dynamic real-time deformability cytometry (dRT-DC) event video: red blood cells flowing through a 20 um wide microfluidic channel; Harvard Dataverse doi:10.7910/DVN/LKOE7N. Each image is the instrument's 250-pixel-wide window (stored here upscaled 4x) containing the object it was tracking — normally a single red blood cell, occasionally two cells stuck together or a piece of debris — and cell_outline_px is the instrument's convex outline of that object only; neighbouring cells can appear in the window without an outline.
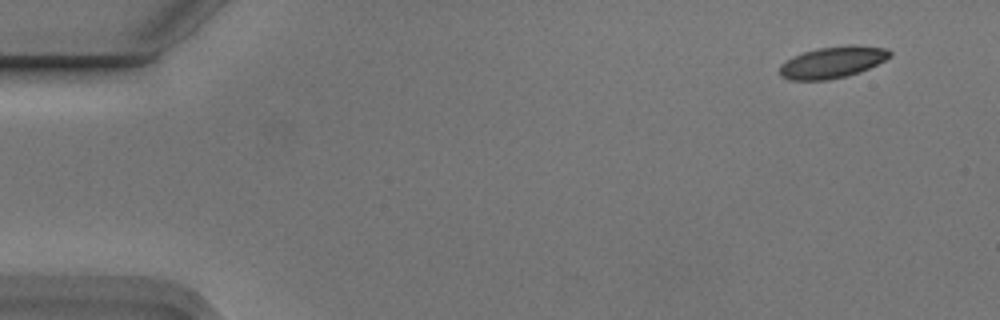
{"species": "Egyptian fruit bat (a non-hibernating species)", "species_latin": "Rousettus aegyptiacus", "temperature_condition": "cold", "stored_images_in_passage": 4, "camera_frame_rate_fps": 3000, "um_per_image_px": 0.085, "animal": {"sex": "male"}, "frame": {"image": 1, "passage_image": 1, "time_ms": 0.0, "image_size_px": [1000, 320], "cell_outline_px": [[892, 56], [860, 72], [848, 76], [828, 80], [788, 80], [780, 76], [780, 64], [792, 56], [816, 48], [888, 48], [892, 52]], "centroid_in_image_um": [70.67, 5.35], "position_along_channel_um": 14.3, "area_um2": 19.48}}
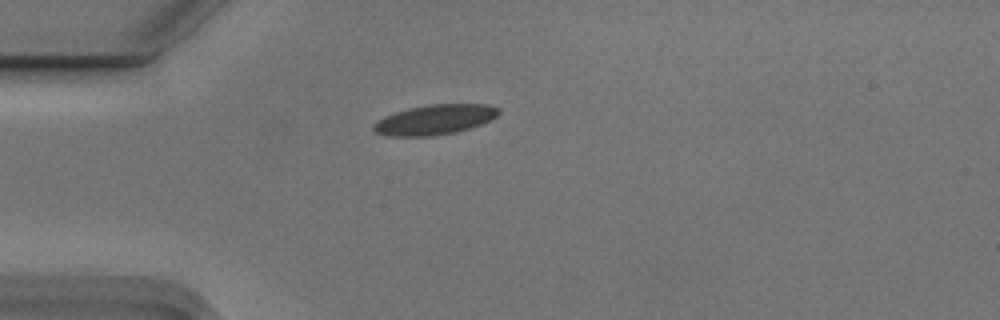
{"frame": {"image": 2, "passage_image": 4, "time_ms": 1.0, "image_size_px": [1000, 320], "cell_outline_px": [[500, 112], [492, 120], [456, 132], [428, 136], [388, 136], [376, 132], [372, 128], [372, 124], [376, 120], [384, 116], [408, 108], [428, 104], [488, 104], [500, 108]], "centroid_in_image_um": [36.94, 10.16], "position_along_channel_um": 48.1, "area_um2": 21.91}}